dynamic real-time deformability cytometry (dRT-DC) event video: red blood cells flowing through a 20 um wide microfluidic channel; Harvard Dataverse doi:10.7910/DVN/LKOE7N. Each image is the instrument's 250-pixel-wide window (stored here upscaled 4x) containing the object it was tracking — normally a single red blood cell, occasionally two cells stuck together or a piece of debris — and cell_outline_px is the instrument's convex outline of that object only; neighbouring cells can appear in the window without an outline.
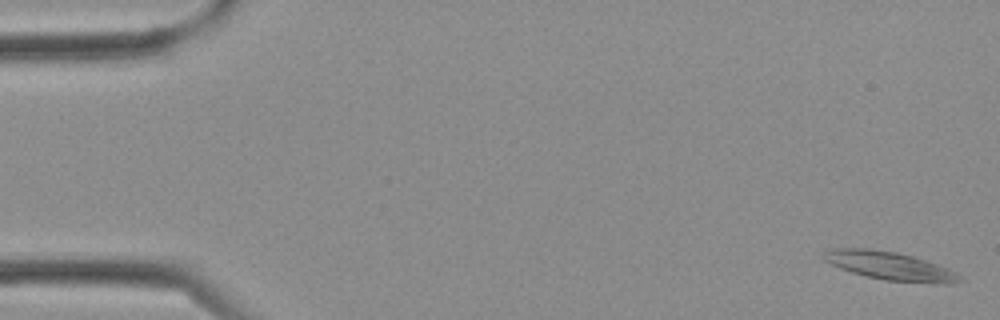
{"species": "Egyptian fruit bat (a non-hibernating species)", "species_latin": "Rousettus aegyptiacus", "temperature_condition": "cold", "stored_images_in_passage": 4, "camera_frame_rate_fps": 3000, "um_per_image_px": 0.085, "frame": {"image": 1, "passage_image": 1, "time_ms": 0.0, "image_size_px": [1000, 320], "cell_outline_px": [[964, 280], [948, 284], [932, 284], [884, 280], [864, 276], [840, 268], [824, 260], [820, 256], [824, 252], [832, 248], [868, 248], [896, 252], [912, 256], [948, 268], [956, 272]], "centroid_in_image_um": [75.64, 22.61], "position_along_channel_um": 9.4, "area_um2": 22.6}}
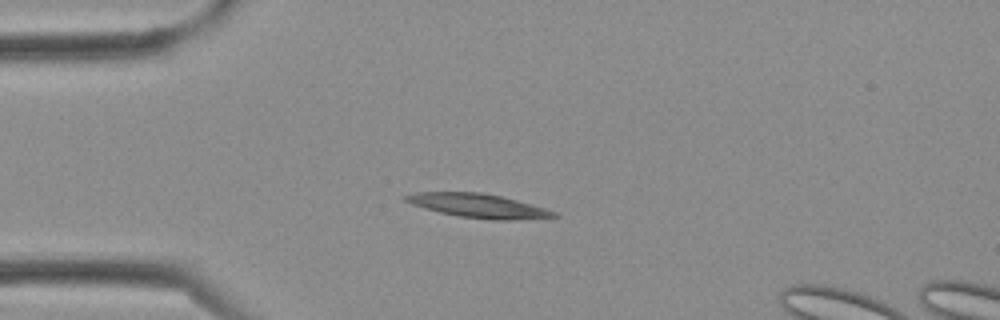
{"frame": {"image": 2, "passage_image": 3, "time_ms": 0.667, "image_size_px": [1000, 320], "cell_outline_px": [[560, 216], [512, 220], [492, 220], [460, 216], [440, 212], [424, 208], [412, 204], [404, 200], [400, 196], [416, 192], [480, 192], [500, 196], [516, 200], [544, 208], [556, 212]], "centroid_in_image_um": [40.6, 17.48], "position_along_channel_um": 44.4, "area_um2": 20.46}}